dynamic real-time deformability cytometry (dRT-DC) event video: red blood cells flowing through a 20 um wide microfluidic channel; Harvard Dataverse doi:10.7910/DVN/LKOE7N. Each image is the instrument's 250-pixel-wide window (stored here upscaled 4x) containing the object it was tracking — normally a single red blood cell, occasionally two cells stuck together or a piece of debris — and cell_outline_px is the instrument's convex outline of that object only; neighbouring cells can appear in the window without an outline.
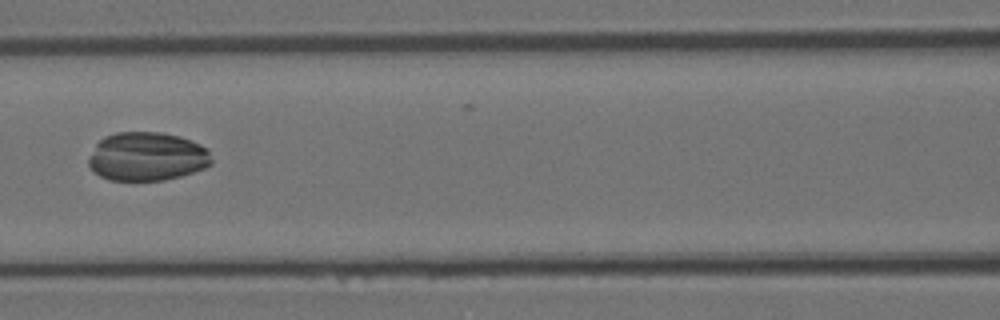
{"species": "Egyptian fruit bat (a non-hibernating species)", "species_latin": "Rousettus aegyptiacus", "temperature_condition": "room temperature", "stored_images_in_passage": 6, "camera_frame_rate_fps": 3000, "um_per_image_px": 0.085, "animal": {"sex": "female"}, "frame": {"image": 1, "passage_image": 5, "time_ms": 1.333, "image_size_px": [1000, 320], "cell_outline_px": [[212, 164], [204, 168], [180, 176], [164, 180], [108, 180], [92, 172], [88, 164], [88, 156], [96, 144], [104, 136], [116, 132], [160, 132], [180, 136], [192, 140], [208, 148], [212, 160]], "centroid_in_image_um": [12.48, 13.3], "position_along_channel_um": 154.1, "area_um2": 35.26}}